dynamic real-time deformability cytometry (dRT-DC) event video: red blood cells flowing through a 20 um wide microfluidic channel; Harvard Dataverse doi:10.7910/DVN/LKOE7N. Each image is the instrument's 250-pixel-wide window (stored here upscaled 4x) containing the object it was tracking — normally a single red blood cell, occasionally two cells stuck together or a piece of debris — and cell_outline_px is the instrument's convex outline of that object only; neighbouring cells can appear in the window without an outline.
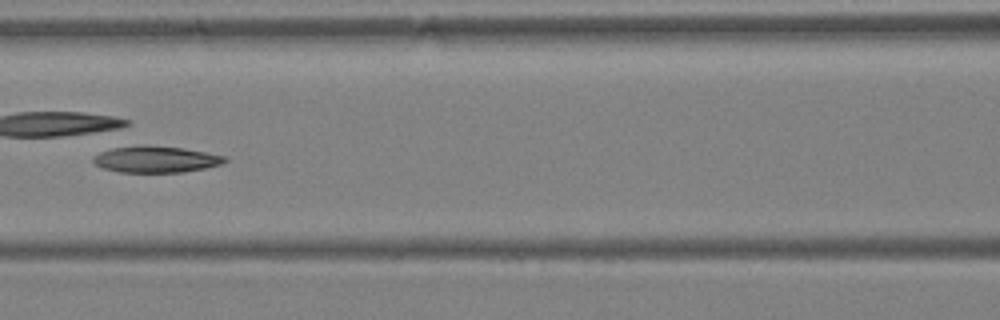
{"species": "Egyptian fruit bat (a non-hibernating species)", "species_latin": "Rousettus aegyptiacus", "temperature_condition": "warm", "stored_images_in_passage": 40, "camera_frame_rate_fps": 3000, "um_per_image_px": 0.085, "animal": {"sex": "female"}, "frame": {"image": 1, "passage_image": 18, "time_ms": 5.667, "image_size_px": [1000, 320], "cell_outline_px": [[228, 160], [220, 164], [204, 168], [184, 172], [120, 172], [104, 168], [96, 164], [92, 160], [100, 152], [120, 144], [144, 144], [184, 148], [228, 156]], "centroid_in_image_um": [13.23, 13.5], "position_along_channel_um": 153.4, "area_um2": 20.69}}
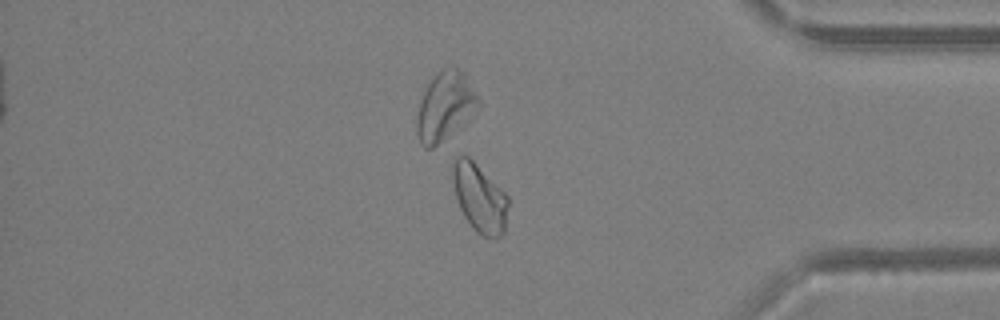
{"frame": {"image": 2, "passage_image": 34, "time_ms": 11.0, "image_size_px": [1000, 320], "cell_outline_px": [[508, 204], [504, 232], [496, 240], [492, 240], [476, 232], [472, 228], [464, 216], [460, 208], [456, 196], [452, 180], [452, 164], [456, 156], [468, 156], [508, 196]], "centroid_in_image_um": [40.76, 16.86], "position_along_channel_um": 394.4, "area_um2": 22.02}}